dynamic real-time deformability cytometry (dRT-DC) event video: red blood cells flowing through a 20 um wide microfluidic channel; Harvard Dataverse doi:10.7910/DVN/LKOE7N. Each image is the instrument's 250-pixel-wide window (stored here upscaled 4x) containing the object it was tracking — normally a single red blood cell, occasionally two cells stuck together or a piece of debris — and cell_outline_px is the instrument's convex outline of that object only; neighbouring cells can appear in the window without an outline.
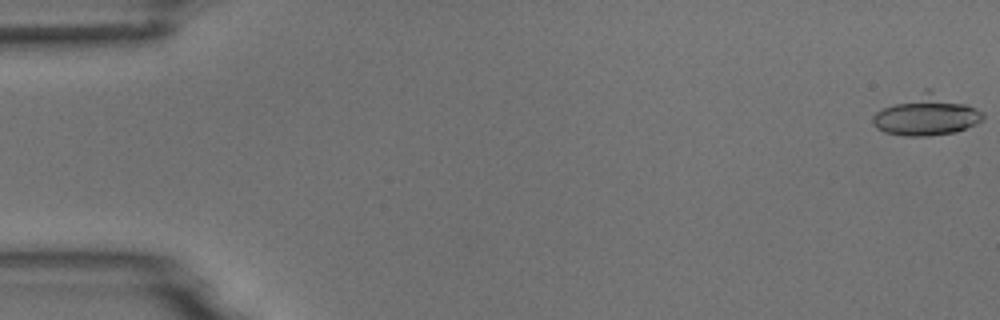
{"species": "common noctule bat (a hibernating species)", "species_latin": "Nyctalus noctula", "temperature_condition": "room temperature", "stored_images_in_passage": 15, "camera_frame_rate_fps": 3000, "um_per_image_px": 0.085, "animal": {"sex": "male", "body_mass_g": 18.8}, "frame": {"image": 1, "passage_image": 1, "time_ms": 0.0, "image_size_px": [1000, 320], "cell_outline_px": [[984, 116], [976, 124], [956, 132], [928, 136], [904, 136], [884, 132], [876, 128], [872, 124], [872, 116], [876, 112], [924, 88], [932, 88], [968, 104], [984, 112]], "centroid_in_image_um": [78.75, 9.78], "position_along_channel_um": 6.2, "area_um2": 26.13}}
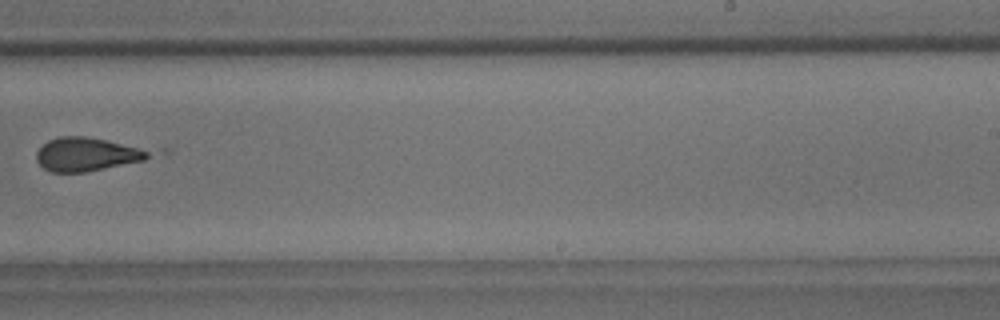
{"frame": {"image": 2, "passage_image": 10, "time_ms": 3.0, "image_size_px": [1000, 320], "cell_outline_px": [[148, 156], [144, 160], [88, 172], [52, 172], [44, 168], [36, 160], [36, 152], [48, 140], [60, 136], [84, 136], [104, 140], [136, 148], [148, 152]], "centroid_in_image_um": [7.26, 13.13], "position_along_channel_um": 281.7, "area_um2": 21.33}}
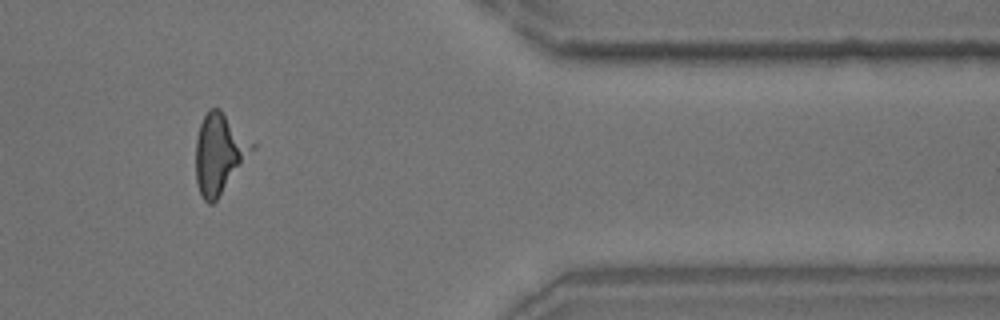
{"frame": {"image": 3, "passage_image": 13, "time_ms": 4.0, "image_size_px": [1000, 320], "cell_outline_px": [[256, 148], [216, 200], [212, 204], [208, 204], [204, 200], [200, 192], [196, 180], [196, 136], [200, 124], [208, 108], [220, 108], [256, 144]], "centroid_in_image_um": [18.66, 13.01], "position_along_channel_um": 392.7, "area_um2": 26.3}}